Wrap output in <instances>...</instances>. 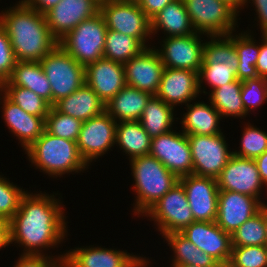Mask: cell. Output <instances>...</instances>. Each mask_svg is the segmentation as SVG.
<instances>
[{
  "mask_svg": "<svg viewBox=\"0 0 267 267\" xmlns=\"http://www.w3.org/2000/svg\"><path fill=\"white\" fill-rule=\"evenodd\" d=\"M175 0H140L139 6L146 16L151 20L155 17L167 4Z\"/></svg>",
  "mask_w": 267,
  "mask_h": 267,
  "instance_id": "cell-46",
  "label": "cell"
},
{
  "mask_svg": "<svg viewBox=\"0 0 267 267\" xmlns=\"http://www.w3.org/2000/svg\"><path fill=\"white\" fill-rule=\"evenodd\" d=\"M187 104V113L183 114L182 132L186 135H216L221 132L218 126L222 119L220 113L213 107L204 102H194Z\"/></svg>",
  "mask_w": 267,
  "mask_h": 267,
  "instance_id": "cell-28",
  "label": "cell"
},
{
  "mask_svg": "<svg viewBox=\"0 0 267 267\" xmlns=\"http://www.w3.org/2000/svg\"><path fill=\"white\" fill-rule=\"evenodd\" d=\"M209 38L211 40L204 43L201 67L237 70L239 60L232 32L229 35H215Z\"/></svg>",
  "mask_w": 267,
  "mask_h": 267,
  "instance_id": "cell-29",
  "label": "cell"
},
{
  "mask_svg": "<svg viewBox=\"0 0 267 267\" xmlns=\"http://www.w3.org/2000/svg\"><path fill=\"white\" fill-rule=\"evenodd\" d=\"M3 95V96H2ZM2 96V97H1ZM2 113L9 130L18 137L24 150L36 141L45 130V119L25 112L0 91Z\"/></svg>",
  "mask_w": 267,
  "mask_h": 267,
  "instance_id": "cell-23",
  "label": "cell"
},
{
  "mask_svg": "<svg viewBox=\"0 0 267 267\" xmlns=\"http://www.w3.org/2000/svg\"><path fill=\"white\" fill-rule=\"evenodd\" d=\"M54 194L26 192L18 211L9 220L10 242L25 247L22 254L42 255V248L53 247L65 239L66 221Z\"/></svg>",
  "mask_w": 267,
  "mask_h": 267,
  "instance_id": "cell-1",
  "label": "cell"
},
{
  "mask_svg": "<svg viewBox=\"0 0 267 267\" xmlns=\"http://www.w3.org/2000/svg\"><path fill=\"white\" fill-rule=\"evenodd\" d=\"M152 95L125 86L105 104V111L116 121H139Z\"/></svg>",
  "mask_w": 267,
  "mask_h": 267,
  "instance_id": "cell-24",
  "label": "cell"
},
{
  "mask_svg": "<svg viewBox=\"0 0 267 267\" xmlns=\"http://www.w3.org/2000/svg\"><path fill=\"white\" fill-rule=\"evenodd\" d=\"M174 108L162 99L152 96L144 108L140 123L151 138L171 132Z\"/></svg>",
  "mask_w": 267,
  "mask_h": 267,
  "instance_id": "cell-32",
  "label": "cell"
},
{
  "mask_svg": "<svg viewBox=\"0 0 267 267\" xmlns=\"http://www.w3.org/2000/svg\"><path fill=\"white\" fill-rule=\"evenodd\" d=\"M124 68L127 86L148 92L152 96L157 94L165 67L155 48H144L127 61Z\"/></svg>",
  "mask_w": 267,
  "mask_h": 267,
  "instance_id": "cell-17",
  "label": "cell"
},
{
  "mask_svg": "<svg viewBox=\"0 0 267 267\" xmlns=\"http://www.w3.org/2000/svg\"><path fill=\"white\" fill-rule=\"evenodd\" d=\"M164 30L166 38L171 36H188L196 33L183 0L167 4L151 19V34Z\"/></svg>",
  "mask_w": 267,
  "mask_h": 267,
  "instance_id": "cell-27",
  "label": "cell"
},
{
  "mask_svg": "<svg viewBox=\"0 0 267 267\" xmlns=\"http://www.w3.org/2000/svg\"><path fill=\"white\" fill-rule=\"evenodd\" d=\"M193 162V174L217 178L233 155L223 133L187 135Z\"/></svg>",
  "mask_w": 267,
  "mask_h": 267,
  "instance_id": "cell-10",
  "label": "cell"
},
{
  "mask_svg": "<svg viewBox=\"0 0 267 267\" xmlns=\"http://www.w3.org/2000/svg\"><path fill=\"white\" fill-rule=\"evenodd\" d=\"M261 37L259 57L256 62V69L259 77L267 79V34H263Z\"/></svg>",
  "mask_w": 267,
  "mask_h": 267,
  "instance_id": "cell-47",
  "label": "cell"
},
{
  "mask_svg": "<svg viewBox=\"0 0 267 267\" xmlns=\"http://www.w3.org/2000/svg\"><path fill=\"white\" fill-rule=\"evenodd\" d=\"M0 91L29 114L45 119L51 108L46 100L30 89L19 86H0Z\"/></svg>",
  "mask_w": 267,
  "mask_h": 267,
  "instance_id": "cell-36",
  "label": "cell"
},
{
  "mask_svg": "<svg viewBox=\"0 0 267 267\" xmlns=\"http://www.w3.org/2000/svg\"><path fill=\"white\" fill-rule=\"evenodd\" d=\"M219 190L233 191L260 198L264 183L254 159L232 155L222 172L216 178Z\"/></svg>",
  "mask_w": 267,
  "mask_h": 267,
  "instance_id": "cell-16",
  "label": "cell"
},
{
  "mask_svg": "<svg viewBox=\"0 0 267 267\" xmlns=\"http://www.w3.org/2000/svg\"><path fill=\"white\" fill-rule=\"evenodd\" d=\"M143 216H149L156 222L162 236L173 232H181L194 222L185 188L179 181L153 204Z\"/></svg>",
  "mask_w": 267,
  "mask_h": 267,
  "instance_id": "cell-9",
  "label": "cell"
},
{
  "mask_svg": "<svg viewBox=\"0 0 267 267\" xmlns=\"http://www.w3.org/2000/svg\"><path fill=\"white\" fill-rule=\"evenodd\" d=\"M0 25L7 32L16 61L40 62L59 44L48 28L45 15L22 0L0 13Z\"/></svg>",
  "mask_w": 267,
  "mask_h": 267,
  "instance_id": "cell-2",
  "label": "cell"
},
{
  "mask_svg": "<svg viewBox=\"0 0 267 267\" xmlns=\"http://www.w3.org/2000/svg\"><path fill=\"white\" fill-rule=\"evenodd\" d=\"M241 98L246 114L261 106L267 100V79L257 77L243 81Z\"/></svg>",
  "mask_w": 267,
  "mask_h": 267,
  "instance_id": "cell-42",
  "label": "cell"
},
{
  "mask_svg": "<svg viewBox=\"0 0 267 267\" xmlns=\"http://www.w3.org/2000/svg\"><path fill=\"white\" fill-rule=\"evenodd\" d=\"M56 267H68L63 261H61Z\"/></svg>",
  "mask_w": 267,
  "mask_h": 267,
  "instance_id": "cell-57",
  "label": "cell"
},
{
  "mask_svg": "<svg viewBox=\"0 0 267 267\" xmlns=\"http://www.w3.org/2000/svg\"><path fill=\"white\" fill-rule=\"evenodd\" d=\"M179 182L185 188L194 221L215 222L219 195L217 180L190 174L179 177Z\"/></svg>",
  "mask_w": 267,
  "mask_h": 267,
  "instance_id": "cell-14",
  "label": "cell"
},
{
  "mask_svg": "<svg viewBox=\"0 0 267 267\" xmlns=\"http://www.w3.org/2000/svg\"><path fill=\"white\" fill-rule=\"evenodd\" d=\"M171 267H198L193 265H178V266H171Z\"/></svg>",
  "mask_w": 267,
  "mask_h": 267,
  "instance_id": "cell-56",
  "label": "cell"
},
{
  "mask_svg": "<svg viewBox=\"0 0 267 267\" xmlns=\"http://www.w3.org/2000/svg\"><path fill=\"white\" fill-rule=\"evenodd\" d=\"M163 237L174 251L172 266L219 267L220 263L216 259L201 251L180 232L165 234Z\"/></svg>",
  "mask_w": 267,
  "mask_h": 267,
  "instance_id": "cell-31",
  "label": "cell"
},
{
  "mask_svg": "<svg viewBox=\"0 0 267 267\" xmlns=\"http://www.w3.org/2000/svg\"><path fill=\"white\" fill-rule=\"evenodd\" d=\"M1 86H19L30 89L52 106L51 85L40 62L16 61L10 78Z\"/></svg>",
  "mask_w": 267,
  "mask_h": 267,
  "instance_id": "cell-26",
  "label": "cell"
},
{
  "mask_svg": "<svg viewBox=\"0 0 267 267\" xmlns=\"http://www.w3.org/2000/svg\"><path fill=\"white\" fill-rule=\"evenodd\" d=\"M16 58L6 30L0 25V86L6 82L15 67Z\"/></svg>",
  "mask_w": 267,
  "mask_h": 267,
  "instance_id": "cell-43",
  "label": "cell"
},
{
  "mask_svg": "<svg viewBox=\"0 0 267 267\" xmlns=\"http://www.w3.org/2000/svg\"><path fill=\"white\" fill-rule=\"evenodd\" d=\"M100 13L105 19L108 30L132 36L148 47L145 42L152 35L151 20L138 3L101 0Z\"/></svg>",
  "mask_w": 267,
  "mask_h": 267,
  "instance_id": "cell-8",
  "label": "cell"
},
{
  "mask_svg": "<svg viewBox=\"0 0 267 267\" xmlns=\"http://www.w3.org/2000/svg\"><path fill=\"white\" fill-rule=\"evenodd\" d=\"M151 139L140 121H119L116 125L115 144L129 154V159L149 155Z\"/></svg>",
  "mask_w": 267,
  "mask_h": 267,
  "instance_id": "cell-30",
  "label": "cell"
},
{
  "mask_svg": "<svg viewBox=\"0 0 267 267\" xmlns=\"http://www.w3.org/2000/svg\"><path fill=\"white\" fill-rule=\"evenodd\" d=\"M108 28L101 13L82 21L59 44L79 64L88 65L103 58Z\"/></svg>",
  "mask_w": 267,
  "mask_h": 267,
  "instance_id": "cell-5",
  "label": "cell"
},
{
  "mask_svg": "<svg viewBox=\"0 0 267 267\" xmlns=\"http://www.w3.org/2000/svg\"><path fill=\"white\" fill-rule=\"evenodd\" d=\"M117 1L139 3L140 0H117Z\"/></svg>",
  "mask_w": 267,
  "mask_h": 267,
  "instance_id": "cell-55",
  "label": "cell"
},
{
  "mask_svg": "<svg viewBox=\"0 0 267 267\" xmlns=\"http://www.w3.org/2000/svg\"><path fill=\"white\" fill-rule=\"evenodd\" d=\"M101 0H60L45 15L52 36L59 42L82 21L100 13Z\"/></svg>",
  "mask_w": 267,
  "mask_h": 267,
  "instance_id": "cell-13",
  "label": "cell"
},
{
  "mask_svg": "<svg viewBox=\"0 0 267 267\" xmlns=\"http://www.w3.org/2000/svg\"><path fill=\"white\" fill-rule=\"evenodd\" d=\"M202 33L196 32L188 36L165 37L162 48L156 49L164 67L187 69L199 73L203 63Z\"/></svg>",
  "mask_w": 267,
  "mask_h": 267,
  "instance_id": "cell-15",
  "label": "cell"
},
{
  "mask_svg": "<svg viewBox=\"0 0 267 267\" xmlns=\"http://www.w3.org/2000/svg\"><path fill=\"white\" fill-rule=\"evenodd\" d=\"M85 83L106 104L126 86L124 64L101 58L85 66Z\"/></svg>",
  "mask_w": 267,
  "mask_h": 267,
  "instance_id": "cell-21",
  "label": "cell"
},
{
  "mask_svg": "<svg viewBox=\"0 0 267 267\" xmlns=\"http://www.w3.org/2000/svg\"><path fill=\"white\" fill-rule=\"evenodd\" d=\"M261 181L267 185V150L255 159Z\"/></svg>",
  "mask_w": 267,
  "mask_h": 267,
  "instance_id": "cell-50",
  "label": "cell"
},
{
  "mask_svg": "<svg viewBox=\"0 0 267 267\" xmlns=\"http://www.w3.org/2000/svg\"><path fill=\"white\" fill-rule=\"evenodd\" d=\"M255 5V12L258 15L259 26L263 34H267V0H251ZM248 3V0H246ZM250 2V0H249Z\"/></svg>",
  "mask_w": 267,
  "mask_h": 267,
  "instance_id": "cell-48",
  "label": "cell"
},
{
  "mask_svg": "<svg viewBox=\"0 0 267 267\" xmlns=\"http://www.w3.org/2000/svg\"><path fill=\"white\" fill-rule=\"evenodd\" d=\"M229 262L235 267H267V247L265 245L232 247Z\"/></svg>",
  "mask_w": 267,
  "mask_h": 267,
  "instance_id": "cell-41",
  "label": "cell"
},
{
  "mask_svg": "<svg viewBox=\"0 0 267 267\" xmlns=\"http://www.w3.org/2000/svg\"><path fill=\"white\" fill-rule=\"evenodd\" d=\"M264 202L252 196L219 190L216 224L233 234L245 221L258 213Z\"/></svg>",
  "mask_w": 267,
  "mask_h": 267,
  "instance_id": "cell-18",
  "label": "cell"
},
{
  "mask_svg": "<svg viewBox=\"0 0 267 267\" xmlns=\"http://www.w3.org/2000/svg\"><path fill=\"white\" fill-rule=\"evenodd\" d=\"M223 1L231 5L238 13L240 12L239 10L242 8V6L247 5L245 4L246 0H223Z\"/></svg>",
  "mask_w": 267,
  "mask_h": 267,
  "instance_id": "cell-52",
  "label": "cell"
},
{
  "mask_svg": "<svg viewBox=\"0 0 267 267\" xmlns=\"http://www.w3.org/2000/svg\"><path fill=\"white\" fill-rule=\"evenodd\" d=\"M29 161L45 174L56 178L89 166L81 157L76 141L60 138L46 130L27 149Z\"/></svg>",
  "mask_w": 267,
  "mask_h": 267,
  "instance_id": "cell-3",
  "label": "cell"
},
{
  "mask_svg": "<svg viewBox=\"0 0 267 267\" xmlns=\"http://www.w3.org/2000/svg\"><path fill=\"white\" fill-rule=\"evenodd\" d=\"M0 175V221L9 222L19 209L22 196L27 192Z\"/></svg>",
  "mask_w": 267,
  "mask_h": 267,
  "instance_id": "cell-40",
  "label": "cell"
},
{
  "mask_svg": "<svg viewBox=\"0 0 267 267\" xmlns=\"http://www.w3.org/2000/svg\"><path fill=\"white\" fill-rule=\"evenodd\" d=\"M171 132L151 139L150 153L178 178L193 174V162L188 137L184 132Z\"/></svg>",
  "mask_w": 267,
  "mask_h": 267,
  "instance_id": "cell-11",
  "label": "cell"
},
{
  "mask_svg": "<svg viewBox=\"0 0 267 267\" xmlns=\"http://www.w3.org/2000/svg\"><path fill=\"white\" fill-rule=\"evenodd\" d=\"M199 93L197 72L165 67L155 96L174 108L177 104L187 105V102L195 100Z\"/></svg>",
  "mask_w": 267,
  "mask_h": 267,
  "instance_id": "cell-22",
  "label": "cell"
},
{
  "mask_svg": "<svg viewBox=\"0 0 267 267\" xmlns=\"http://www.w3.org/2000/svg\"><path fill=\"white\" fill-rule=\"evenodd\" d=\"M82 123L81 120L65 115L51 106L45 118V130L54 136L77 141Z\"/></svg>",
  "mask_w": 267,
  "mask_h": 267,
  "instance_id": "cell-38",
  "label": "cell"
},
{
  "mask_svg": "<svg viewBox=\"0 0 267 267\" xmlns=\"http://www.w3.org/2000/svg\"><path fill=\"white\" fill-rule=\"evenodd\" d=\"M129 161L135 181L132 189L137 193L134 214L141 216L162 198L179 178L151 155L136 157Z\"/></svg>",
  "mask_w": 267,
  "mask_h": 267,
  "instance_id": "cell-4",
  "label": "cell"
},
{
  "mask_svg": "<svg viewBox=\"0 0 267 267\" xmlns=\"http://www.w3.org/2000/svg\"><path fill=\"white\" fill-rule=\"evenodd\" d=\"M180 233L219 263L230 260L232 252L231 234L222 230L216 222L194 221Z\"/></svg>",
  "mask_w": 267,
  "mask_h": 267,
  "instance_id": "cell-20",
  "label": "cell"
},
{
  "mask_svg": "<svg viewBox=\"0 0 267 267\" xmlns=\"http://www.w3.org/2000/svg\"><path fill=\"white\" fill-rule=\"evenodd\" d=\"M64 255L63 262L68 267H146L149 264L146 257L111 248L78 247Z\"/></svg>",
  "mask_w": 267,
  "mask_h": 267,
  "instance_id": "cell-19",
  "label": "cell"
},
{
  "mask_svg": "<svg viewBox=\"0 0 267 267\" xmlns=\"http://www.w3.org/2000/svg\"><path fill=\"white\" fill-rule=\"evenodd\" d=\"M241 148L233 155L241 158L255 159L267 150V133L247 123L241 138Z\"/></svg>",
  "mask_w": 267,
  "mask_h": 267,
  "instance_id": "cell-39",
  "label": "cell"
},
{
  "mask_svg": "<svg viewBox=\"0 0 267 267\" xmlns=\"http://www.w3.org/2000/svg\"><path fill=\"white\" fill-rule=\"evenodd\" d=\"M264 204L261 210L245 221L232 235V247L265 245Z\"/></svg>",
  "mask_w": 267,
  "mask_h": 267,
  "instance_id": "cell-37",
  "label": "cell"
},
{
  "mask_svg": "<svg viewBox=\"0 0 267 267\" xmlns=\"http://www.w3.org/2000/svg\"><path fill=\"white\" fill-rule=\"evenodd\" d=\"M251 33H239V36L234 35V46L237 51L239 65L237 68V79L245 81L259 77L256 69V62L259 57L260 45H257L249 35Z\"/></svg>",
  "mask_w": 267,
  "mask_h": 267,
  "instance_id": "cell-35",
  "label": "cell"
},
{
  "mask_svg": "<svg viewBox=\"0 0 267 267\" xmlns=\"http://www.w3.org/2000/svg\"><path fill=\"white\" fill-rule=\"evenodd\" d=\"M237 70L236 69H222L214 67H201L198 73L199 79V90L201 93V83L203 80L207 81V84L211 88L216 89L226 83L233 82L237 79Z\"/></svg>",
  "mask_w": 267,
  "mask_h": 267,
  "instance_id": "cell-44",
  "label": "cell"
},
{
  "mask_svg": "<svg viewBox=\"0 0 267 267\" xmlns=\"http://www.w3.org/2000/svg\"><path fill=\"white\" fill-rule=\"evenodd\" d=\"M242 81L236 79L216 89H212L209 101L221 117H245L246 111L241 98Z\"/></svg>",
  "mask_w": 267,
  "mask_h": 267,
  "instance_id": "cell-33",
  "label": "cell"
},
{
  "mask_svg": "<svg viewBox=\"0 0 267 267\" xmlns=\"http://www.w3.org/2000/svg\"><path fill=\"white\" fill-rule=\"evenodd\" d=\"M116 125L117 122L106 111L82 123L76 143L87 164L114 147Z\"/></svg>",
  "mask_w": 267,
  "mask_h": 267,
  "instance_id": "cell-12",
  "label": "cell"
},
{
  "mask_svg": "<svg viewBox=\"0 0 267 267\" xmlns=\"http://www.w3.org/2000/svg\"><path fill=\"white\" fill-rule=\"evenodd\" d=\"M146 48L138 39L114 30H107L103 57L125 64Z\"/></svg>",
  "mask_w": 267,
  "mask_h": 267,
  "instance_id": "cell-34",
  "label": "cell"
},
{
  "mask_svg": "<svg viewBox=\"0 0 267 267\" xmlns=\"http://www.w3.org/2000/svg\"><path fill=\"white\" fill-rule=\"evenodd\" d=\"M40 64L51 85L52 106L85 83V66L79 64L60 45L48 53Z\"/></svg>",
  "mask_w": 267,
  "mask_h": 267,
  "instance_id": "cell-6",
  "label": "cell"
},
{
  "mask_svg": "<svg viewBox=\"0 0 267 267\" xmlns=\"http://www.w3.org/2000/svg\"><path fill=\"white\" fill-rule=\"evenodd\" d=\"M219 267H235V266L228 261V262L220 263Z\"/></svg>",
  "mask_w": 267,
  "mask_h": 267,
  "instance_id": "cell-54",
  "label": "cell"
},
{
  "mask_svg": "<svg viewBox=\"0 0 267 267\" xmlns=\"http://www.w3.org/2000/svg\"><path fill=\"white\" fill-rule=\"evenodd\" d=\"M29 8L45 14L47 11L56 6L60 0H22Z\"/></svg>",
  "mask_w": 267,
  "mask_h": 267,
  "instance_id": "cell-49",
  "label": "cell"
},
{
  "mask_svg": "<svg viewBox=\"0 0 267 267\" xmlns=\"http://www.w3.org/2000/svg\"><path fill=\"white\" fill-rule=\"evenodd\" d=\"M65 255H60L55 259L51 256L21 254L14 267H56L63 261ZM53 258V259H52Z\"/></svg>",
  "mask_w": 267,
  "mask_h": 267,
  "instance_id": "cell-45",
  "label": "cell"
},
{
  "mask_svg": "<svg viewBox=\"0 0 267 267\" xmlns=\"http://www.w3.org/2000/svg\"><path fill=\"white\" fill-rule=\"evenodd\" d=\"M265 246L267 247V205L264 203Z\"/></svg>",
  "mask_w": 267,
  "mask_h": 267,
  "instance_id": "cell-53",
  "label": "cell"
},
{
  "mask_svg": "<svg viewBox=\"0 0 267 267\" xmlns=\"http://www.w3.org/2000/svg\"><path fill=\"white\" fill-rule=\"evenodd\" d=\"M54 107L61 113L73 116L82 122L105 111V103L84 83L69 96L58 101Z\"/></svg>",
  "mask_w": 267,
  "mask_h": 267,
  "instance_id": "cell-25",
  "label": "cell"
},
{
  "mask_svg": "<svg viewBox=\"0 0 267 267\" xmlns=\"http://www.w3.org/2000/svg\"><path fill=\"white\" fill-rule=\"evenodd\" d=\"M191 24L203 35H229L237 25L238 12L223 0H183ZM209 35V36H208Z\"/></svg>",
  "mask_w": 267,
  "mask_h": 267,
  "instance_id": "cell-7",
  "label": "cell"
},
{
  "mask_svg": "<svg viewBox=\"0 0 267 267\" xmlns=\"http://www.w3.org/2000/svg\"><path fill=\"white\" fill-rule=\"evenodd\" d=\"M10 243L9 222L0 221V249L10 245Z\"/></svg>",
  "mask_w": 267,
  "mask_h": 267,
  "instance_id": "cell-51",
  "label": "cell"
}]
</instances>
